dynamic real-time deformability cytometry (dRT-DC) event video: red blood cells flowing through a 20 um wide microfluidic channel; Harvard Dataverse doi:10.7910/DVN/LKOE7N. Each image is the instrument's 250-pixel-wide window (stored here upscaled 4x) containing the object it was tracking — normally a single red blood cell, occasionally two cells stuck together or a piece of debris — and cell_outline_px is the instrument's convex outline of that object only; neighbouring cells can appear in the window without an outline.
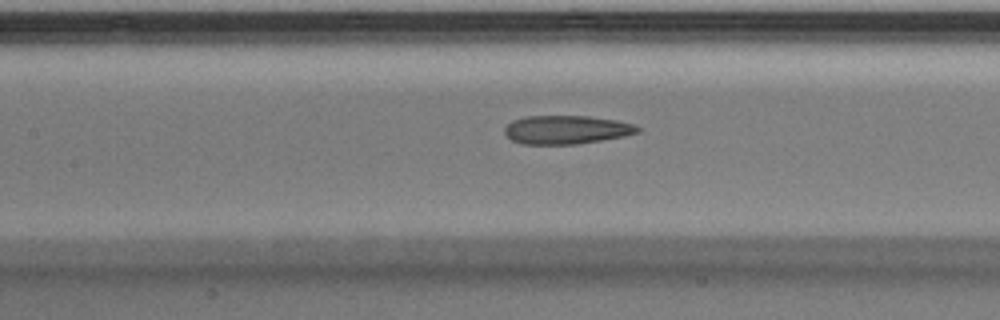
{"species": "Egyptian fruit bat (a non-hibernating species)", "species_latin": "Rousettus aegyptiacus", "temperature_condition": "warm", "stored_images_in_passage": 29, "camera_frame_rate_fps": 3000, "um_per_image_px": 0.085, "animal": {"sex": "male"}, "frame": {"image": 1, "passage_image": 7, "time_ms": 2.0, "image_size_px": [1000, 320], "cell_outline_px": [[640, 132], [624, 136], [576, 144], [520, 144], [512, 140], [504, 132], [504, 128], [512, 120], [524, 116], [588, 116], [616, 120], [632, 124], [640, 128]], "centroid_in_image_um": [48.11, 11.02], "position_along_channel_um": 159.3, "area_um2": 22.08}}
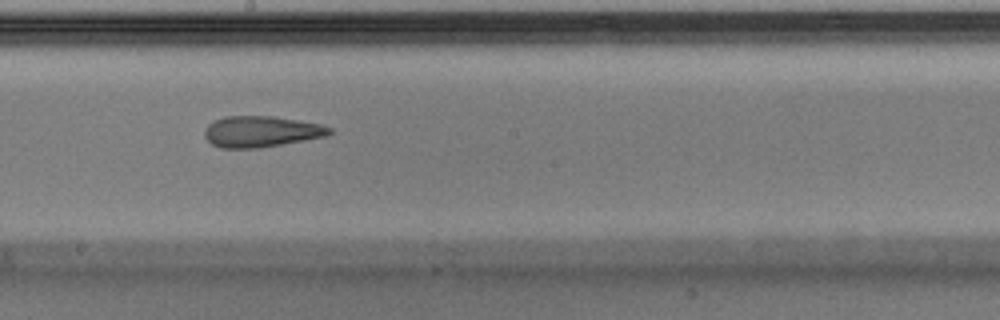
{"frame": {"image": 2, "passage_image": 11, "time_ms": 3.333, "image_size_px": [1000, 320], "cell_outline_px": [[332, 132], [324, 136], [304, 140], [260, 148], [220, 148], [212, 144], [204, 136], [204, 128], [208, 124], [224, 116], [272, 116], [320, 124], [332, 128]], "centroid_in_image_um": [22.15, 11.18], "position_along_channel_um": 226.0, "area_um2": 22.48}}
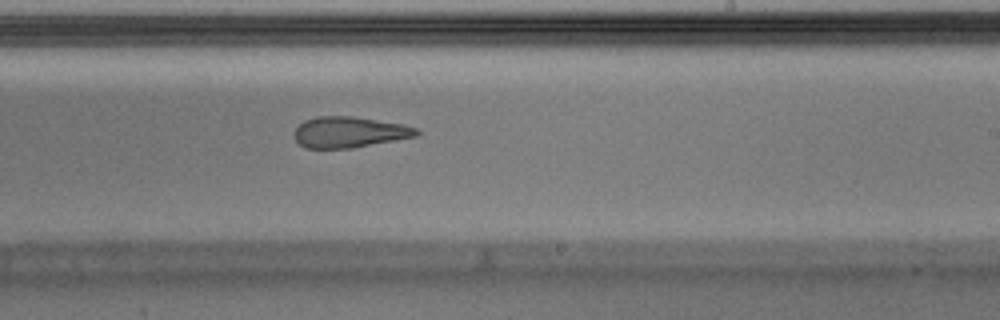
{"frame": {"image": 3, "passage_image": 13, "time_ms": 4.0, "image_size_px": [1000, 320], "cell_outline_px": [[420, 132], [416, 136], [352, 148], [304, 148], [296, 140], [292, 132], [304, 120], [316, 116], [352, 116], [404, 124], [416, 128]], "centroid_in_image_um": [29.66, 11.23], "position_along_channel_um": 259.3, "area_um2": 22.02}}